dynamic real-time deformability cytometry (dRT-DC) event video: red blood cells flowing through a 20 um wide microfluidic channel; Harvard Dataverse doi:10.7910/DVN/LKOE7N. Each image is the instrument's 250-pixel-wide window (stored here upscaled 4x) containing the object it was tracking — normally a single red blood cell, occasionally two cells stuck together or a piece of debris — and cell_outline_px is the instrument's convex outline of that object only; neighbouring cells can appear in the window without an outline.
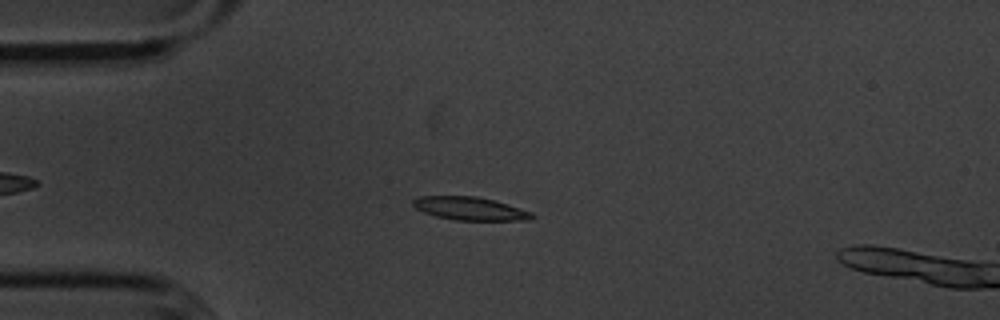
{"species": "common noctule bat (a hibernating species)", "species_latin": "Nyctalus noctula", "temperature_condition": "cold", "stored_images_in_passage": 55, "segment_of_instrument_passage": [1, 2], "camera_frame_rate_fps": 3000, "um_per_image_px": 0.085, "animal": {"sex": "male", "body_mass_g": 20.1, "forearm_length_mm": 53.5}, "frame": {"image": 1, "passage_image": 12, "time_ms": 3.667, "image_size_px": [1000, 320], "cell_outline_px": [[536, 216], [528, 220], [456, 220], [436, 216], [424, 212], [416, 208], [412, 204], [412, 200], [416, 196], [476, 196], [508, 204], [532, 212]], "centroid_in_image_um": [39.94, 17.72], "position_along_channel_um": 45.1, "area_um2": 16.01}}
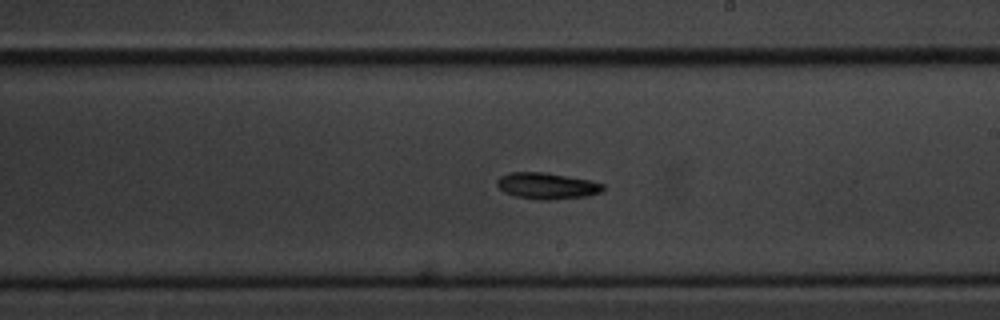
{"frame": {"image": 2, "passage_image": 30, "time_ms": 9.667, "image_size_px": [1000, 320], "cell_outline_px": [[604, 188], [600, 192], [588, 196], [556, 200], [536, 200], [516, 196], [504, 192], [496, 184], [496, 180], [500, 176], [512, 172], [544, 172], [588, 180], [604, 184]], "centroid_in_image_um": [46.47, 15.81], "position_along_channel_um": 242.5, "area_um2": 16.3}}
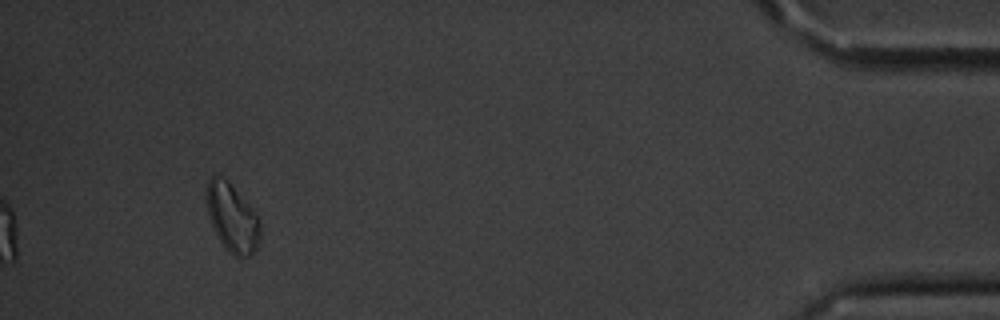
{"frame": {"image": 3, "passage_image": 50, "time_ms": 16.333, "image_size_px": [1000, 320], "cell_outline_px": [[260, 240], [256, 248], [248, 256], [236, 256], [228, 252], [224, 248], [216, 236], [208, 216], [204, 196], [208, 180], [212, 176], [216, 176], [228, 180], [260, 220]], "centroid_in_image_um": [19.69, 18.52], "position_along_channel_um": 415.5, "area_um2": 21.39}}